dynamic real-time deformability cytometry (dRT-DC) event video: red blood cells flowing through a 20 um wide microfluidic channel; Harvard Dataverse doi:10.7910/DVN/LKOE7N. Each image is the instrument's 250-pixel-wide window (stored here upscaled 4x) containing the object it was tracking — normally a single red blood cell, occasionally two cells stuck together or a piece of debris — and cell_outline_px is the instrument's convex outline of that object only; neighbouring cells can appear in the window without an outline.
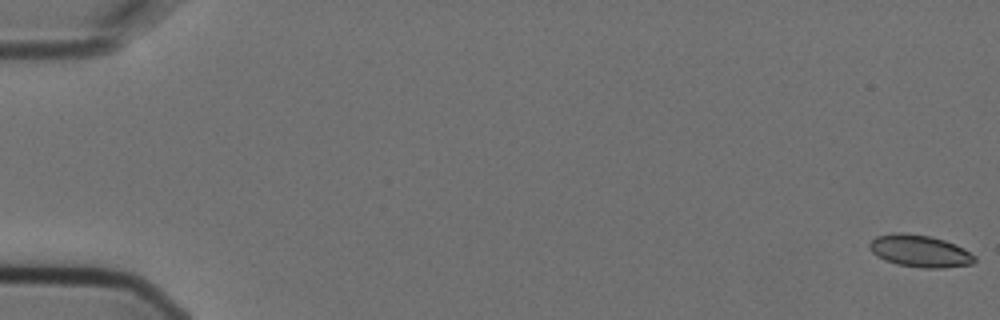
{"species": "Egyptian fruit bat (a non-hibernating species)", "species_latin": "Rousettus aegyptiacus", "temperature_condition": "cold", "stored_images_in_passage": 6, "camera_frame_rate_fps": 3000, "um_per_image_px": 0.085, "animal": {"sex": "female"}, "frame": {"image": 1, "passage_image": 1, "time_ms": 0.0, "image_size_px": [1000, 320], "cell_outline_px": [[976, 260], [972, 264], [944, 268], [924, 268], [896, 264], [884, 260], [876, 256], [868, 248], [868, 244], [876, 236], [892, 232], [900, 232], [932, 236], [956, 244], [964, 248], [976, 256]], "centroid_in_image_um": [78.18, 21.33], "position_along_channel_um": 6.8, "area_um2": 20.0}}
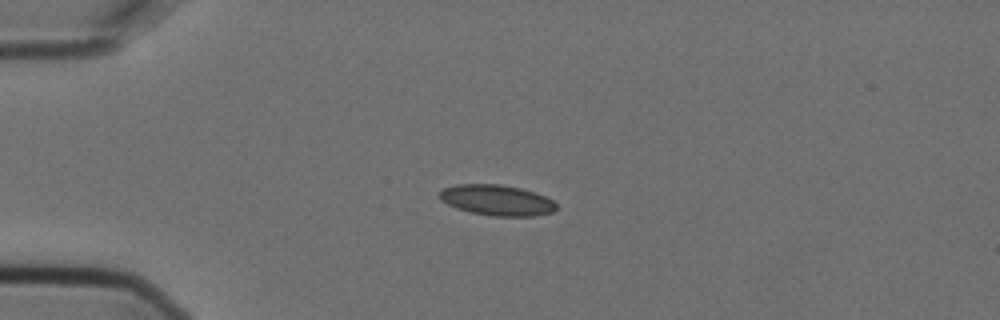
{"frame": {"image": 2, "passage_image": 4, "time_ms": 1.0, "image_size_px": [1000, 320], "cell_outline_px": [[556, 208], [552, 212], [536, 216], [492, 216], [472, 212], [456, 208], [440, 200], [440, 192], [444, 188], [456, 184], [500, 184], [520, 188], [536, 192], [552, 200], [556, 204]], "centroid_in_image_um": [42.24, 17.01], "position_along_channel_um": 42.8, "area_um2": 20.81}}
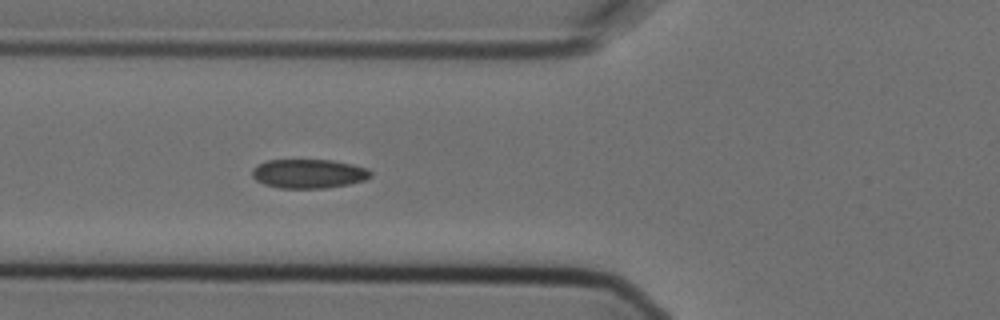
{"frame": {"image": 3, "passage_image": 6, "time_ms": 1.667, "image_size_px": [1000, 320], "cell_outline_px": [[372, 176], [364, 180], [348, 184], [324, 188], [280, 188], [264, 184], [256, 180], [252, 176], [252, 168], [256, 164], [268, 160], [332, 160], [352, 164], [368, 168], [372, 172]], "centroid_in_image_um": [26.23, 14.75], "position_along_channel_um": 99.6, "area_um2": 20.17}}